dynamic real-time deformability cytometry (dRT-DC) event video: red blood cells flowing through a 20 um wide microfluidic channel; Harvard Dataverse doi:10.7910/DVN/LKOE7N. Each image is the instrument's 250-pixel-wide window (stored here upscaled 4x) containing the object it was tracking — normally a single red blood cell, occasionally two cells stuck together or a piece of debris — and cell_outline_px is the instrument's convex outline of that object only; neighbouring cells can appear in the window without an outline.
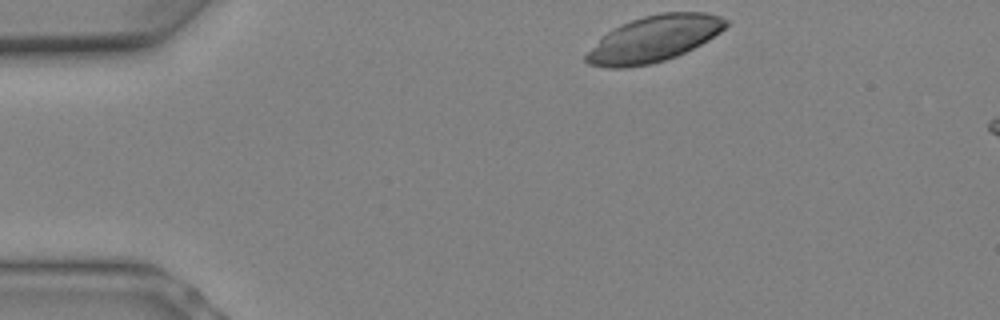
{"species": "Egyptian fruit bat (a non-hibernating species)", "species_latin": "Rousettus aegyptiacus", "temperature_condition": "warm", "stored_images_in_passage": 4, "camera_frame_rate_fps": 3000, "um_per_image_px": 0.085, "animal": {"sex": "female"}, "frame": {"image": 1, "passage_image": 1, "time_ms": 0.0, "image_size_px": [1000, 320], "cell_outline_px": [[728, 24], [720, 32], [708, 40], [676, 56], [664, 60], [648, 64], [624, 68], [608, 68], [588, 64], [584, 60], [584, 56], [608, 32], [620, 24], [644, 16], [660, 12], [704, 12], [720, 16], [728, 20]], "centroid_in_image_um": [55.59, 3.29], "position_along_channel_um": 29.4, "area_um2": 37.05}}